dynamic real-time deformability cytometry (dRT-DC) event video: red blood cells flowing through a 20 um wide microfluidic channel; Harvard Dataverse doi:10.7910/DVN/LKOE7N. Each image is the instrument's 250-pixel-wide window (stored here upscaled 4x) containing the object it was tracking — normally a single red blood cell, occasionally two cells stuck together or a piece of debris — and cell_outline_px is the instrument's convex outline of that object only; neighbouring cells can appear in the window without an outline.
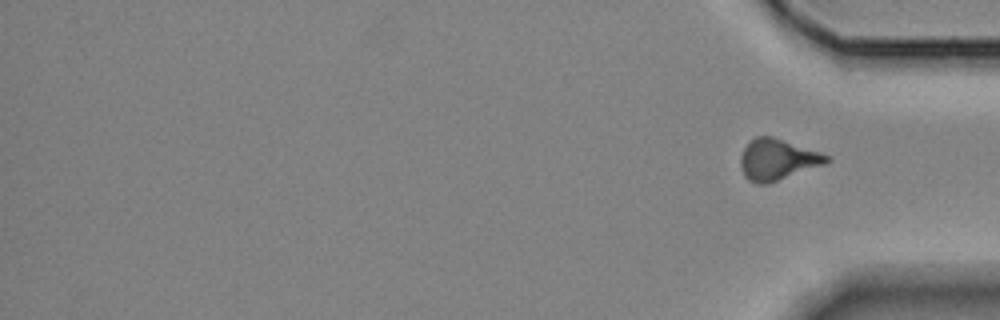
{"species": "Egyptian fruit bat (a non-hibernating species)", "species_latin": "Rousettus aegyptiacus", "temperature_condition": "room temperature", "stored_images_in_passage": 14, "segment_of_instrument_passage": [2, 2], "camera_frame_rate_fps": 3000, "um_per_image_px": 0.085, "animal": {"sex": "female"}, "frame": {"image": 1, "passage_image": 14, "time_ms": 15.0, "image_size_px": [1000, 320], "cell_outline_px": [[832, 160], [824, 164], [768, 184], [756, 184], [748, 180], [744, 176], [740, 164], [740, 156], [744, 148], [756, 136], [772, 136], [832, 156]], "centroid_in_image_um": [66.09, 13.57], "position_along_channel_um": 369.1, "area_um2": 20.58}}